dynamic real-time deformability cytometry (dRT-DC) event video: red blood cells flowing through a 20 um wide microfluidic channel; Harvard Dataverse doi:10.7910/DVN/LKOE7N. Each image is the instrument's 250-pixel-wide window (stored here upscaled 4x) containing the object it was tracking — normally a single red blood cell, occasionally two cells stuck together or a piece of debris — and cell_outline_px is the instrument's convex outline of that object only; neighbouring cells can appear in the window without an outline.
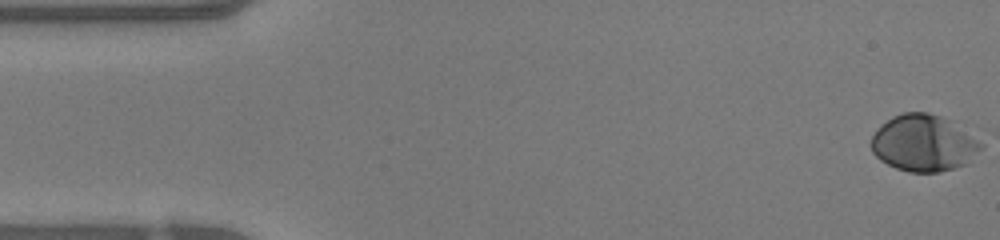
{"species": "human", "species_latin": "Homo sapiens", "temperature_condition": "warm", "stored_images_in_passage": 48, "camera_frame_rate_fps": 3000, "um_per_image_px": 0.085, "donor": {"sex": "female"}, "frame": {"image": 1, "passage_image": 1, "time_ms": 0.0, "image_size_px": [1000, 240], "cell_outline_px": [[984, 148], [968, 164], [956, 168], [940, 172], [908, 172], [896, 168], [880, 160], [872, 152], [872, 136], [876, 128], [880, 124], [892, 116], [904, 112], [928, 112], [956, 120], [984, 144]], "centroid_in_image_um": [78.58, 12.14], "position_along_channel_um": 6.4, "area_um2": 37.22}}
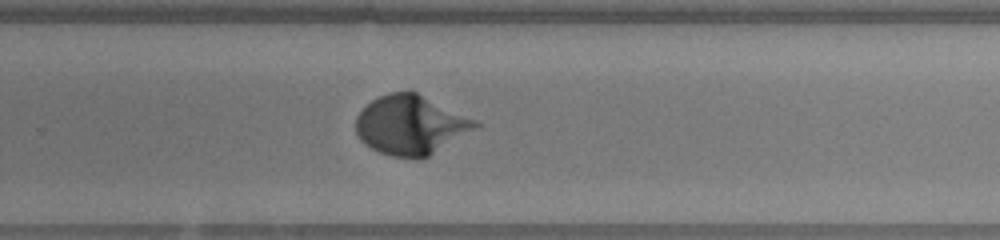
{"frame": {"image": 2, "passage_image": 31, "time_ms": 10.0, "image_size_px": [1000, 240], "cell_outline_px": [[480, 128], [424, 160], [416, 160], [392, 156], [380, 152], [364, 144], [360, 140], [356, 132], [356, 116], [372, 100], [388, 92], [416, 92], [476, 120], [480, 124]], "centroid_in_image_um": [34.95, 10.67], "position_along_channel_um": 294.8, "area_um2": 41.73}}
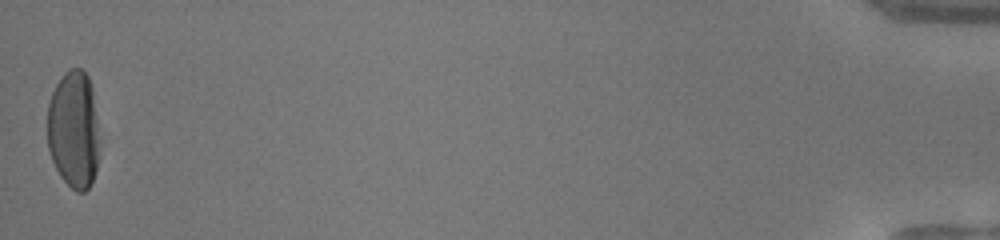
{"frame": {"image": 3, "passage_image": 48, "time_ms": 15.667, "image_size_px": [1000, 240], "cell_outline_px": [[100, 140], [96, 168], [92, 180], [88, 188], [84, 192], [76, 192], [60, 176], [52, 160], [48, 148], [48, 104], [52, 92], [56, 84], [64, 72], [68, 68], [80, 68], [88, 76], [92, 88]], "centroid_in_image_um": [6.27, 11.0], "position_along_channel_um": 428.9, "area_um2": 35.89}, "authors_computed_cell_mechanics": {"area_um2": 36.5874, "velocity_mm_per_s": 4.2214, "shape_relaxation_time_tau1_ms": 2.804, "shape_relaxation_time_tau2_ms": null, "deformation_change_tau1": 0.1854, "deformation_change_tau2": null}}